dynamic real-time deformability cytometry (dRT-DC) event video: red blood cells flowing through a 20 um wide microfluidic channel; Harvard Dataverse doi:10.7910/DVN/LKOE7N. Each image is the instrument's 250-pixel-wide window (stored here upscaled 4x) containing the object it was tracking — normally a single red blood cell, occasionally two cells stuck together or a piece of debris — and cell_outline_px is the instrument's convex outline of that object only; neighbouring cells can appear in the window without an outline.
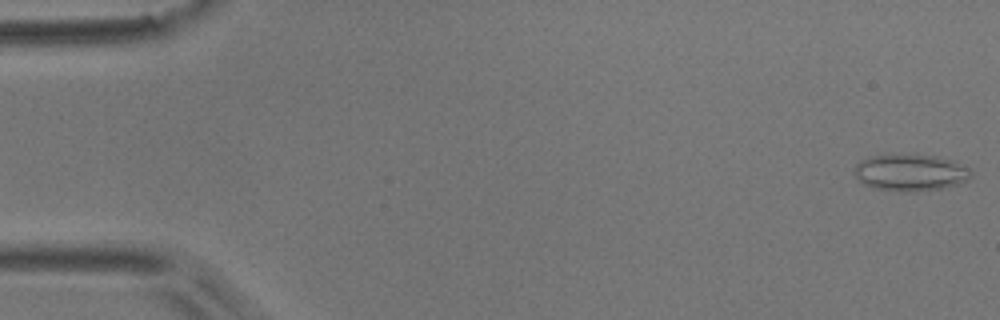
{"species": "common noctule bat (a hibernating species)", "species_latin": "Nyctalus noctula", "temperature_condition": "room temperature", "stored_images_in_passage": 54, "camera_frame_rate_fps": 3000, "um_per_image_px": 0.085, "animal": {"sex": "male", "body_mass_g": 17.9}, "frame": {"image": 1, "passage_image": 1, "time_ms": 0.0, "image_size_px": [1000, 320], "cell_outline_px": [[972, 176], [968, 180], [960, 184], [940, 188], [916, 192], [876, 188], [864, 184], [852, 172], [856, 164], [860, 160], [872, 156], [936, 156], [956, 160], [972, 172]], "centroid_in_image_um": [77.42, 14.68], "position_along_channel_um": 7.6, "area_um2": 24.57}}
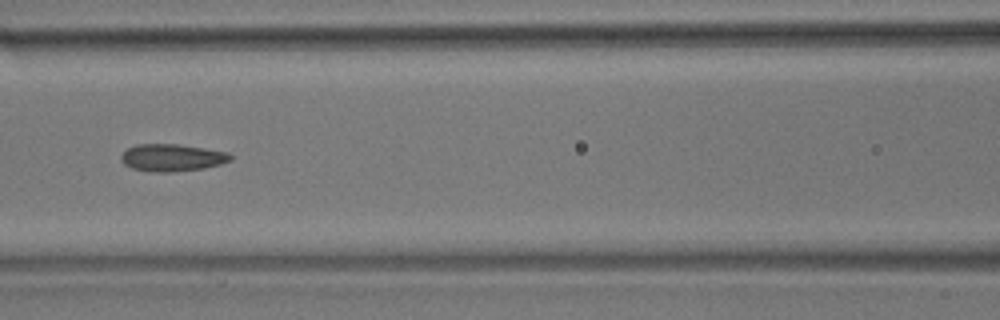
{"frame": {"image": 2, "passage_image": 23, "time_ms": 7.333, "image_size_px": [1000, 320], "cell_outline_px": [[232, 160], [220, 164], [204, 168], [172, 172], [152, 172], [132, 168], [124, 164], [120, 160], [120, 156], [128, 148], [136, 144], [176, 144], [204, 148], [228, 152], [232, 156]], "centroid_in_image_um": [14.61, 13.4], "position_along_channel_um": 152.0, "area_um2": 17.4}}
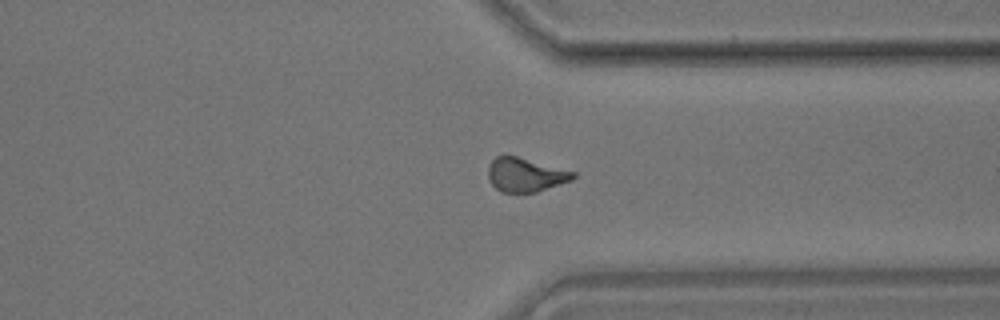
{"frame": {"image": 3, "passage_image": 40, "time_ms": 13.0, "image_size_px": [1000, 320], "cell_outline_px": [[576, 176], [572, 180], [536, 192], [500, 192], [488, 180], [488, 168], [492, 160], [496, 156], [516, 156], [576, 172]], "centroid_in_image_um": [44.65, 14.86], "position_along_channel_um": 366.7, "area_um2": 16.65}, "authors_computed_cell_mechanics": {"area_um2": 17.0799, "velocity_mm_per_s": 3.8024, "shape_relaxation_time_tau1_ms": 9.6733, "shape_relaxation_time_tau2_ms": 2.4354, "deformation_change_tau1": 0.1857, "deformation_change_tau2": 0.11}}